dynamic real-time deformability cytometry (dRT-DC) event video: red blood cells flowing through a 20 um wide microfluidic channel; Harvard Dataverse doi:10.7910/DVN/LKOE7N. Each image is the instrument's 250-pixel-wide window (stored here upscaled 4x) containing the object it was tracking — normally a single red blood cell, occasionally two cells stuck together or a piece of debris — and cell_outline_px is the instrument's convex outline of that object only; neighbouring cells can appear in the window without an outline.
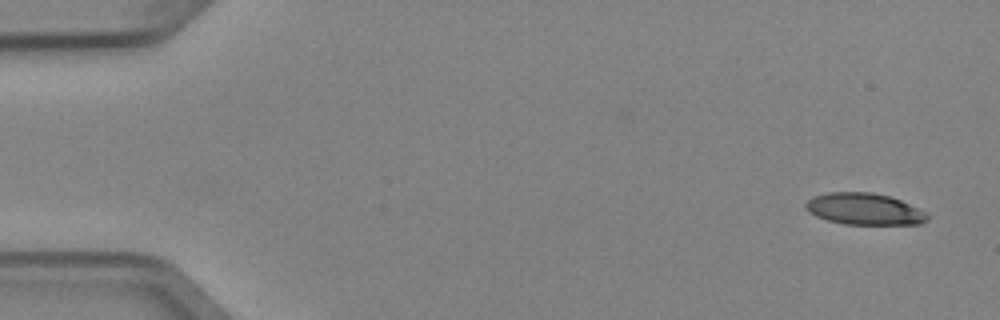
{"species": "Egyptian fruit bat (a non-hibernating species)", "species_latin": "Rousettus aegyptiacus", "temperature_condition": "cold", "stored_images_in_passage": 6, "camera_frame_rate_fps": 3000, "um_per_image_px": 0.085, "animal": {"sex": "female"}, "frame": {"image": 1, "passage_image": 1, "time_ms": 0.0, "image_size_px": [1000, 320], "cell_outline_px": [[928, 216], [920, 224], [844, 224], [828, 220], [816, 216], [808, 212], [804, 208], [804, 204], [812, 196], [828, 192], [872, 192], [888, 196], [900, 200], [928, 212]], "centroid_in_image_um": [73.42, 17.76], "position_along_channel_um": 11.6, "area_um2": 22.43}}
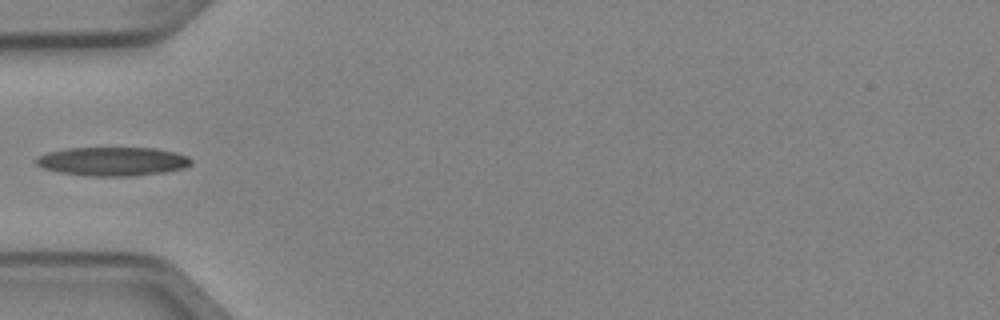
{"frame": {"image": 2, "passage_image": 5, "time_ms": 1.333, "image_size_px": [1000, 320], "cell_outline_px": [[192, 164], [184, 168], [164, 172], [132, 176], [84, 176], [56, 172], [44, 168], [36, 164], [36, 160], [40, 156], [48, 152], [68, 148], [156, 148], [176, 152], [188, 156], [192, 160]], "centroid_in_image_um": [9.6, 13.72], "position_along_channel_um": 75.4, "area_um2": 26.13}}
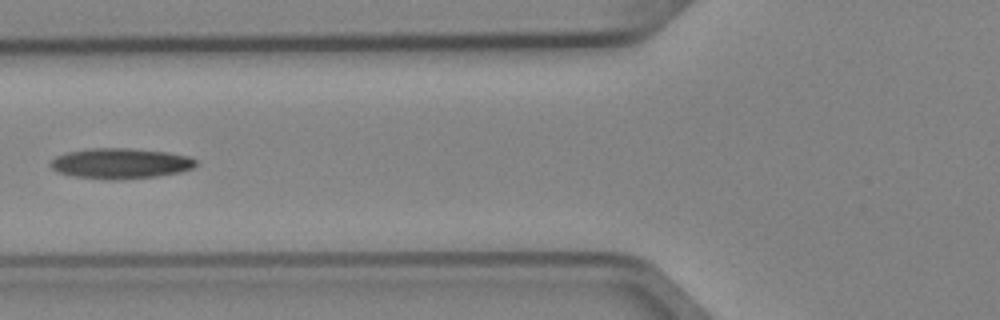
{"frame": {"image": 3, "passage_image": 6, "time_ms": 1.667, "image_size_px": [1000, 320], "cell_outline_px": [[196, 164], [192, 168], [180, 172], [156, 176], [116, 180], [108, 180], [72, 176], [56, 172], [48, 164], [56, 156], [68, 152], [92, 148], [128, 148], [168, 152], [188, 156], [196, 160]], "centroid_in_image_um": [10.21, 13.89], "position_along_channel_um": 115.6, "area_um2": 25.84}}